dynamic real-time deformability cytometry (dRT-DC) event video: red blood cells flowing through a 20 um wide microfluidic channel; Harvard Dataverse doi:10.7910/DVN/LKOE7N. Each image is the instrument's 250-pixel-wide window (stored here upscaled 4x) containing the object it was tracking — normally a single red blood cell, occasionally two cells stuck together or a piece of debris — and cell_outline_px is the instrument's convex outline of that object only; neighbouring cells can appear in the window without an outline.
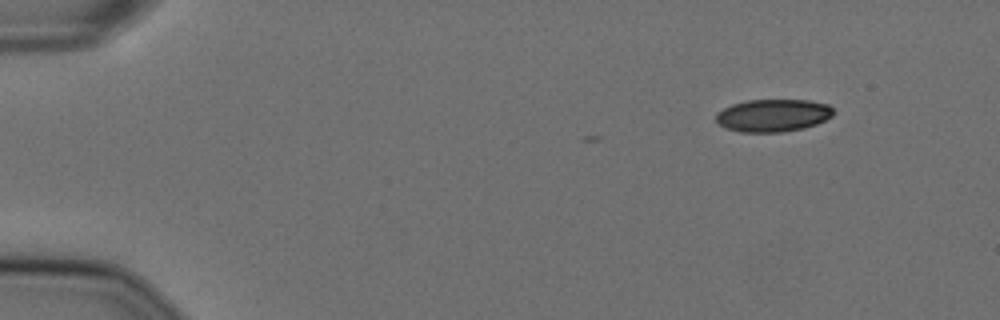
{"species": "Egyptian fruit bat (a non-hibernating species)", "species_latin": "Rousettus aegyptiacus", "temperature_condition": "cold", "stored_images_in_passage": 5, "camera_frame_rate_fps": 3000, "um_per_image_px": 0.085, "animal": {"sex": "female"}, "frame": {"image": 1, "passage_image": 1, "time_ms": 0.0, "image_size_px": [1000, 320], "cell_outline_px": [[832, 116], [816, 124], [804, 128], [780, 132], [740, 132], [724, 128], [716, 120], [716, 112], [732, 104], [748, 100], [808, 100], [828, 104], [832, 108]], "centroid_in_image_um": [65.68, 9.81], "position_along_channel_um": 19.3, "area_um2": 22.25}}